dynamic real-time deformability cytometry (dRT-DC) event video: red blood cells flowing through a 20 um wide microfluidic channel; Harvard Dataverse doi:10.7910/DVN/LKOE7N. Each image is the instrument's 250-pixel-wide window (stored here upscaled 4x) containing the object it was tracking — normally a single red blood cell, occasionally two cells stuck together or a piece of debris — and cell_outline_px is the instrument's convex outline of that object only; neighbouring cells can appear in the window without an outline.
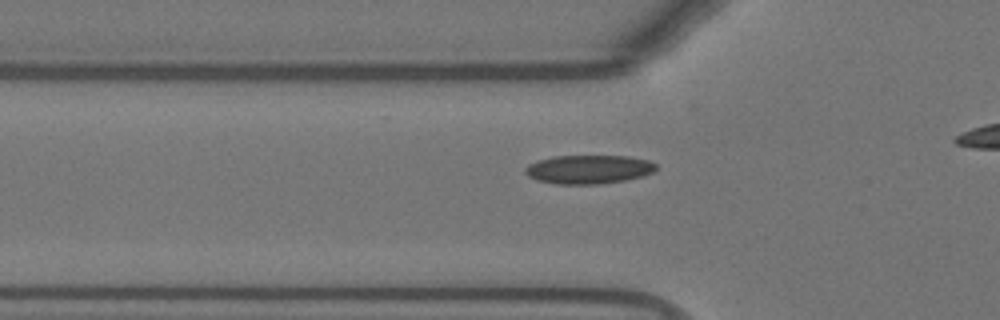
{"species": "Egyptian fruit bat (a non-hibernating species)", "species_latin": "Rousettus aegyptiacus", "temperature_condition": "warm", "stored_images_in_passage": 31, "camera_frame_rate_fps": 3000, "um_per_image_px": 0.085, "animal": {"sex": "female"}, "frame": {"image": 1, "passage_image": 3, "time_ms": 0.667, "image_size_px": [1000, 320], "cell_outline_px": [[656, 168], [652, 172], [644, 176], [624, 180], [596, 184], [556, 184], [536, 180], [528, 176], [524, 172], [524, 168], [528, 164], [536, 160], [552, 156], [628, 156], [648, 160], [656, 164]], "centroid_in_image_um": [49.99, 14.39], "position_along_channel_um": 75.8, "area_um2": 22.02}}
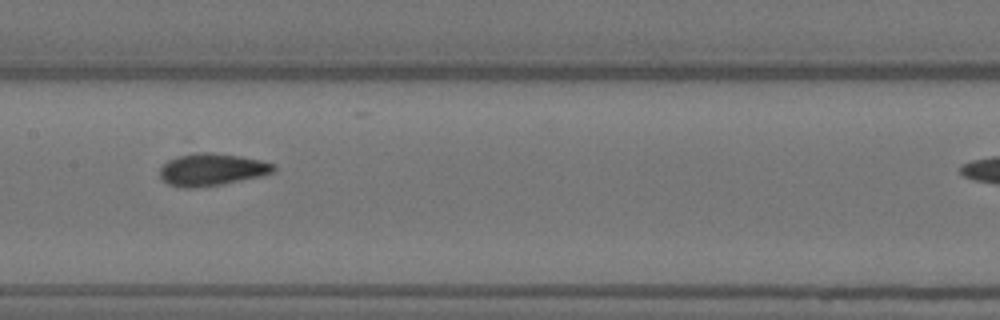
{"frame": {"image": 2, "passage_image": 12, "time_ms": 3.667, "image_size_px": [1000, 320], "cell_outline_px": [[276, 168], [272, 172], [264, 176], [220, 184], [196, 188], [184, 188], [168, 184], [160, 176], [160, 168], [168, 160], [176, 156], [196, 152], [212, 152], [240, 156], [260, 160], [276, 164]], "centroid_in_image_um": [18.01, 14.4], "position_along_channel_um": 189.4, "area_um2": 21.5}}
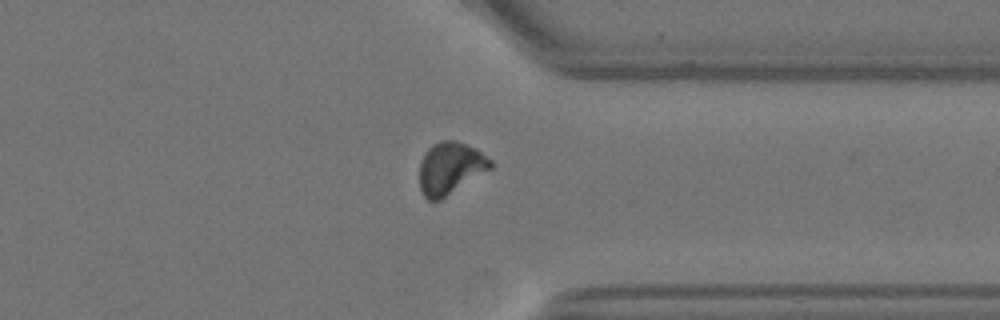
{"frame": {"image": 3, "passage_image": 27, "time_ms": 8.667, "image_size_px": [1000, 320], "cell_outline_px": [[492, 168], [440, 200], [428, 200], [424, 196], [420, 188], [420, 164], [428, 148], [432, 144], [440, 140], [456, 140], [476, 148], [492, 160]], "centroid_in_image_um": [38.29, 14.28], "position_along_channel_um": 373.1, "area_um2": 21.5}}